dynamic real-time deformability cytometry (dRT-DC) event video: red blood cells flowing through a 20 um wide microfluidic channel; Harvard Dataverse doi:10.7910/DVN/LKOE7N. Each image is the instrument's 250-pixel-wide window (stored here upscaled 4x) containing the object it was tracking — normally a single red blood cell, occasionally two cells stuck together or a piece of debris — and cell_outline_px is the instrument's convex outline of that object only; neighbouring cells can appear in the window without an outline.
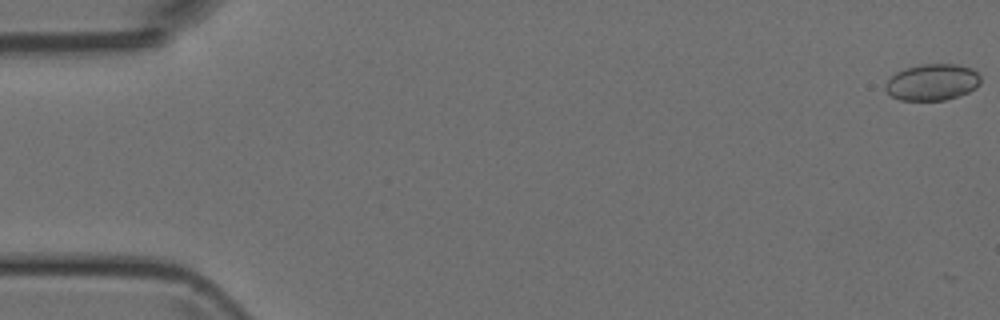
{"species": "Egyptian fruit bat (a non-hibernating species)", "species_latin": "Rousettus aegyptiacus", "temperature_condition": "room temperature", "stored_images_in_passage": 11, "camera_frame_rate_fps": 3000, "um_per_image_px": 0.085, "animal": {"sex": "female"}, "frame": {"image": 1, "passage_image": 1, "time_ms": 0.0, "image_size_px": [1000, 320], "cell_outline_px": [[980, 84], [976, 88], [960, 96], [944, 100], [900, 100], [892, 96], [884, 88], [884, 84], [896, 72], [908, 68], [924, 64], [956, 64], [972, 68], [980, 76]], "centroid_in_image_um": [79.26, 6.99], "position_along_channel_um": 5.7, "area_um2": 20.17}}